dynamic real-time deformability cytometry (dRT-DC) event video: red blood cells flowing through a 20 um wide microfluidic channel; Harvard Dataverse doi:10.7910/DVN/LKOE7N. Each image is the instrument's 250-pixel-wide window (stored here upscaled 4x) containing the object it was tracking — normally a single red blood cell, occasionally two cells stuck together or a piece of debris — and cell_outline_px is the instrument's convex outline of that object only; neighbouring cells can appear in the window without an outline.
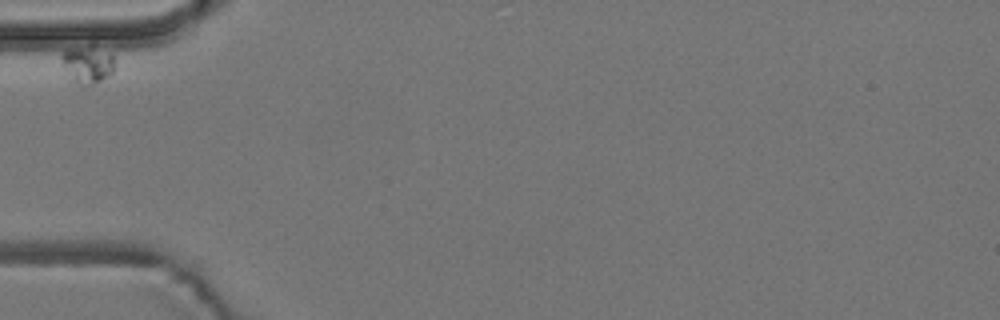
{"species": "common noctule bat (a hibernating species)", "species_latin": "Nyctalus noctula", "temperature_condition": "room temperature", "stored_images_in_passage": 11, "camera_frame_rate_fps": 3000, "um_per_image_px": 0.085, "animal": {"sex": "male", "body_mass_g": 19.2, "forearm_length_mm": 51.8}, "frame": {"image": 1, "passage_image": 1, "time_ms": 0.0, "image_size_px": [1000, 320], "cell_outline_px": [[112, 76], [92, 84], [76, 84], [60, 56], [64, 52], [92, 32], [112, 52]], "centroid_in_image_um": [7.54, 5.16], "position_along_channel_um": 77.5, "area_um2": 13.24}}
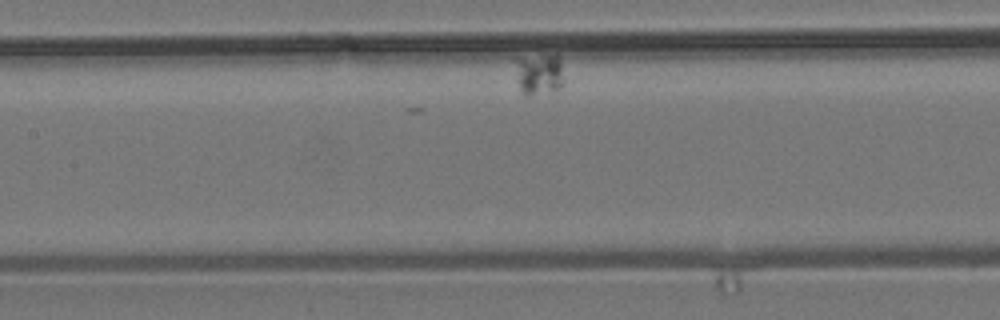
{"frame": {"image": 2, "passage_image": 5, "time_ms": 4.667, "image_size_px": [1000, 320], "cell_outline_px": [[564, 84], [560, 88], [528, 96], [520, 88], [516, 60], [516, 56], [544, 44], [556, 52], [560, 56], [564, 80]], "centroid_in_image_um": [45.88, 6.0], "position_along_channel_um": 161.5, "area_um2": 13.41}}